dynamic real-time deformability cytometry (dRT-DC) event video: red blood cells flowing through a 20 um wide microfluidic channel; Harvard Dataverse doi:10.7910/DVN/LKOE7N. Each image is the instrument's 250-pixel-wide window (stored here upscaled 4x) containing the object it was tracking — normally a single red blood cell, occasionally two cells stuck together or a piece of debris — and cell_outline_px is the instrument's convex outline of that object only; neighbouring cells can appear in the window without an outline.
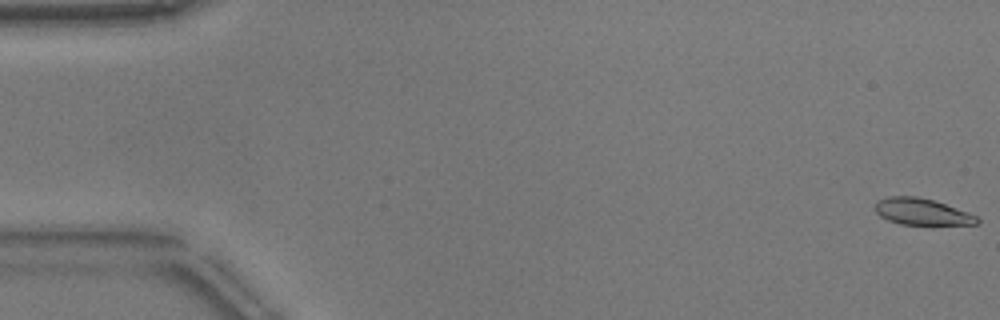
{"species": "common noctule bat (a hibernating species)", "species_latin": "Nyctalus noctula", "temperature_condition": "warm", "stored_images_in_passage": 23, "camera_frame_rate_fps": 3000, "um_per_image_px": 0.085, "animal": {"sex": "male", "body_mass_g": 17.9}, "frame": {"image": 1, "passage_image": 1, "time_ms": 0.0, "image_size_px": [1000, 320], "cell_outline_px": [[980, 220], [976, 224], [900, 224], [888, 220], [880, 216], [876, 212], [876, 204], [880, 200], [888, 196], [916, 196], [932, 200], [968, 212], [976, 216]], "centroid_in_image_um": [78.34, 17.99], "position_along_channel_um": 6.7, "area_um2": 15.37}}
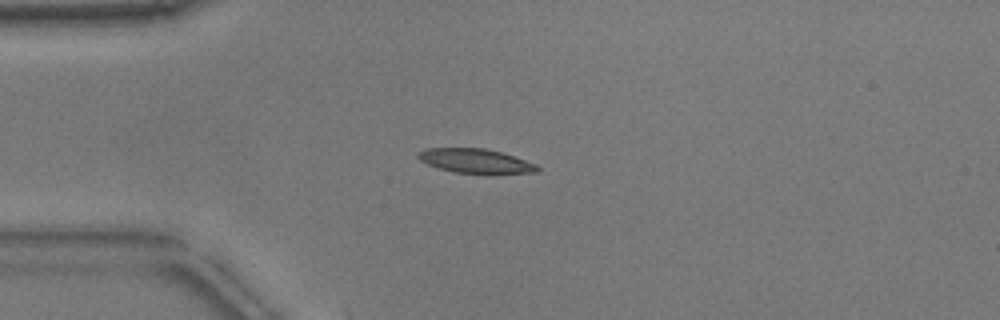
{"frame": {"image": 2, "passage_image": 14, "time_ms": 4.333, "image_size_px": [1000, 320], "cell_outline_px": [[540, 168], [536, 172], [488, 176], [456, 172], [440, 168], [428, 164], [420, 160], [416, 156], [424, 148], [484, 148], [500, 152], [536, 164]], "centroid_in_image_um": [40.46, 13.72], "position_along_channel_um": 44.5, "area_um2": 17.28}}